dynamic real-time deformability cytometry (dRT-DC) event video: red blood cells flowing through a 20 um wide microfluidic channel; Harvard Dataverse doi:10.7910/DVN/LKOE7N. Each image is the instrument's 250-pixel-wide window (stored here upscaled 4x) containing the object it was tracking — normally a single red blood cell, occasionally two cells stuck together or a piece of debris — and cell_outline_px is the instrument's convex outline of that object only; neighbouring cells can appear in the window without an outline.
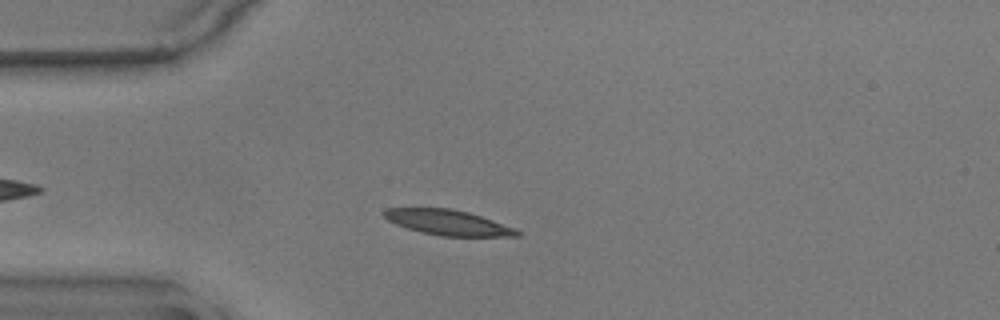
{"species": "common noctule bat (a hibernating species)", "species_latin": "Nyctalus noctula", "temperature_condition": "warm", "stored_images_in_passage": 53, "camera_frame_rate_fps": 3000, "um_per_image_px": 0.085, "animal": {"sex": "male", "body_mass_g": 17.9}, "frame": {"image": 1, "passage_image": 11, "time_ms": 3.333, "image_size_px": [1000, 320], "cell_outline_px": [[520, 236], [440, 236], [420, 232], [396, 224], [388, 220], [380, 212], [384, 208], [452, 208], [468, 212], [516, 228], [520, 232]], "centroid_in_image_um": [38.04, 18.9], "position_along_channel_um": 47.0, "area_um2": 19.59}}
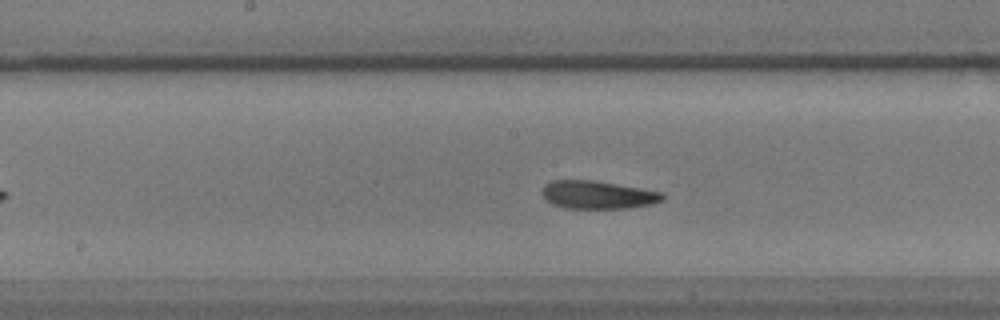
{"frame": {"image": 2, "passage_image": 25, "time_ms": 8.0, "image_size_px": [1000, 320], "cell_outline_px": [[664, 200], [652, 204], [628, 208], [564, 208], [552, 204], [544, 196], [544, 188], [552, 180], [592, 180], [664, 192]], "centroid_in_image_um": [50.87, 16.56], "position_along_channel_um": 197.3, "area_um2": 19.42}}
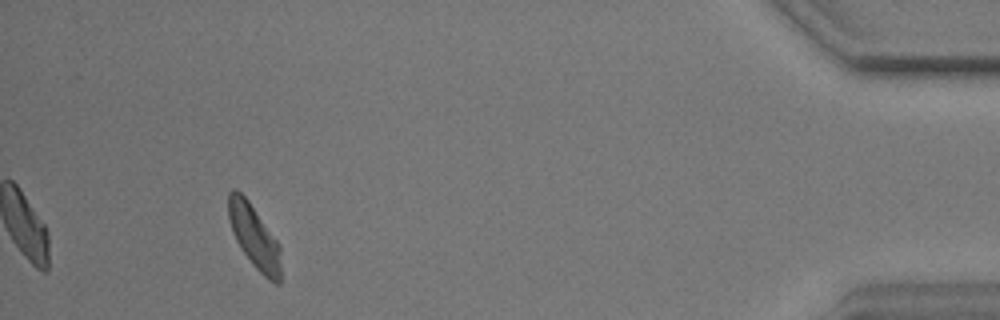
{"frame": {"image": 3, "passage_image": 49, "time_ms": 16.0, "image_size_px": [1000, 320], "cell_outline_px": [[280, 284], [276, 284], [268, 280], [252, 264], [240, 248], [232, 232], [228, 220], [228, 192], [232, 188], [236, 188], [248, 200], [280, 244]], "centroid_in_image_um": [21.59, 20.1], "position_along_channel_um": 413.6, "area_um2": 19.48}, "authors_computed_cell_mechanics": {"area_um2": 19.5942, "velocity_mm_per_s": 3.5202, "shape_relaxation_time_tau1_ms": 2.6041, "shape_relaxation_time_tau2_ms": 6.0089, "deformation_change_tau1": 0.1062, "deformation_change_tau2": 0.1172}}